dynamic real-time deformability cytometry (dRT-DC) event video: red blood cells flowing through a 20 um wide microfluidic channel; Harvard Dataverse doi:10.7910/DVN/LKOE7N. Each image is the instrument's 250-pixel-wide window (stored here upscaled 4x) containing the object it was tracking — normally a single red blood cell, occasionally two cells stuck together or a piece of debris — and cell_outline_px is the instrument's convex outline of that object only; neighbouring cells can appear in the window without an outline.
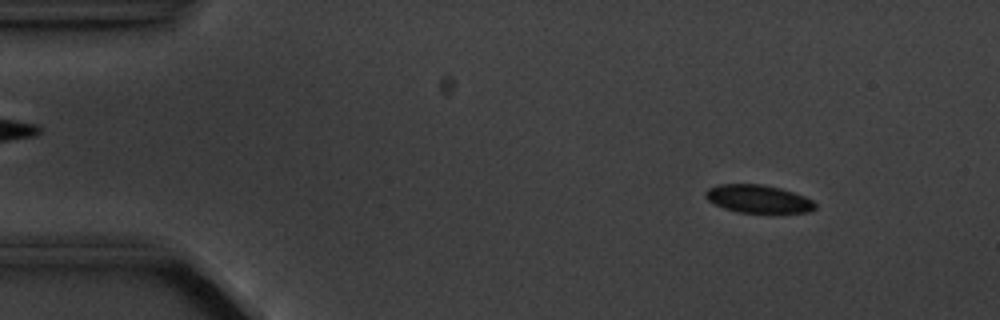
{"species": "common noctule bat (a hibernating species)", "species_latin": "Nyctalus noctula", "temperature_condition": "cold", "stored_images_in_passage": 9, "camera_frame_rate_fps": 3000, "um_per_image_px": 0.085, "animal": {"sex": "male", "body_mass_g": 20.1, "forearm_length_mm": 53.5}, "frame": {"image": 1, "passage_image": 2, "time_ms": 1.333, "image_size_px": [1000, 320], "cell_outline_px": [[816, 208], [808, 212], [740, 212], [724, 208], [708, 200], [704, 196], [704, 192], [708, 188], [720, 184], [760, 184], [780, 188], [804, 196], [812, 200], [816, 204]], "centroid_in_image_um": [64.43, 16.89], "position_along_channel_um": 20.6, "area_um2": 17.63}}
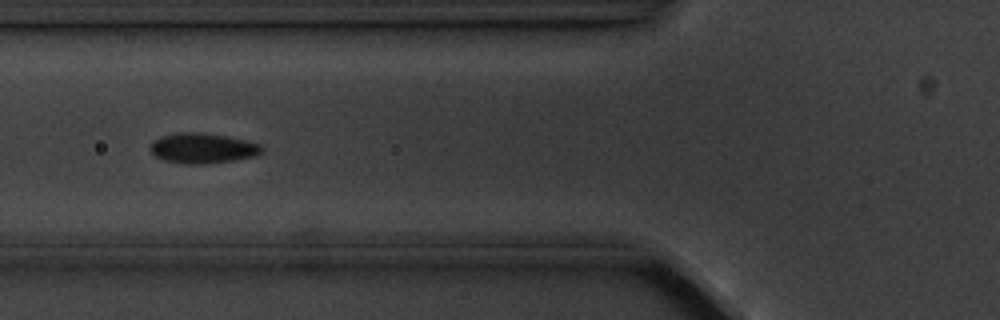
{"frame": {"image": 2, "passage_image": 6, "time_ms": 6.0, "image_size_px": [1000, 320], "cell_outline_px": [[264, 148], [260, 152], [252, 156], [232, 160], [204, 164], [184, 164], [164, 160], [156, 156], [152, 152], [152, 144], [160, 136], [176, 132], [200, 132], [228, 136], [260, 144]], "centroid_in_image_um": [17.21, 12.58], "position_along_channel_um": 108.6, "area_um2": 19.36}}